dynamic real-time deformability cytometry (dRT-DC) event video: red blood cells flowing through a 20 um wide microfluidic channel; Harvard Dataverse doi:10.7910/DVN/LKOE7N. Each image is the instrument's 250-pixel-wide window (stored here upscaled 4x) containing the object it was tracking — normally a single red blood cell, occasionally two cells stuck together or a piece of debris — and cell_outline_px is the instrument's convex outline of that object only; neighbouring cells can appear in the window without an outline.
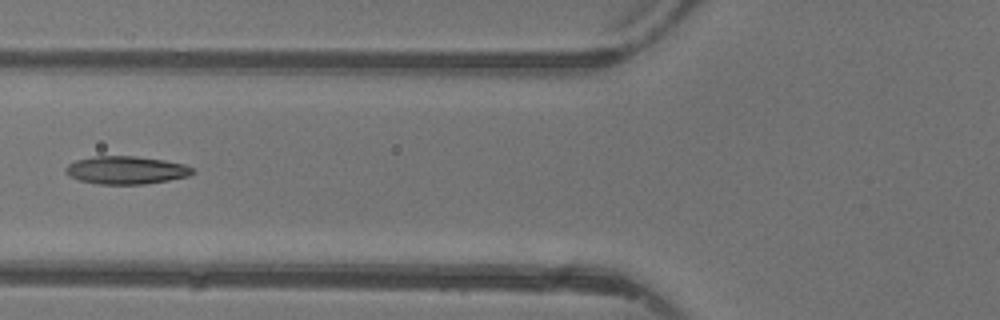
{"species": "common noctule bat (a hibernating species)", "species_latin": "Nyctalus noctula", "temperature_condition": "warm", "stored_images_in_passage": 4, "camera_frame_rate_fps": 3000, "um_per_image_px": 0.085, "animal": {"sex": "female"}, "frame": {"image": 1, "passage_image": 4, "time_ms": 3.333, "image_size_px": [1000, 320], "cell_outline_px": [[196, 172], [188, 176], [168, 180], [144, 184], [96, 184], [80, 180], [68, 176], [64, 172], [64, 168], [68, 164], [76, 160], [96, 156], [136, 156], [164, 160], [184, 164], [192, 168]], "centroid_in_image_um": [10.69, 14.46], "position_along_channel_um": 115.1, "area_um2": 20.69}}